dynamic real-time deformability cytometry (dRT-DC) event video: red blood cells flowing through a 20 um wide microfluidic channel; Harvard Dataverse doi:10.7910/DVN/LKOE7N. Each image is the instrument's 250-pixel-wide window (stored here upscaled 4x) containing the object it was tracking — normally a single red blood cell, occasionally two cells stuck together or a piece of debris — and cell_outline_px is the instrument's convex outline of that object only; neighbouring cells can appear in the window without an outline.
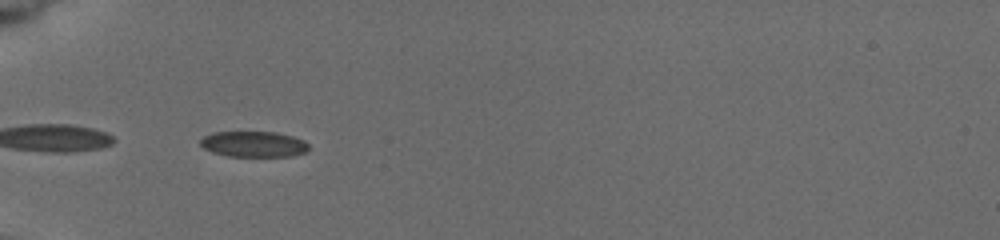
{"species": "common noctule bat (a hibernating species)", "species_latin": "Nyctalus noctula", "temperature_condition": "cold", "stored_images_in_passage": 18, "camera_frame_rate_fps": 3000, "um_per_image_px": 0.085, "animal": {"sex": "female", "body_mass_g": 19.5, "forearm_length_mm": 54.1}, "frame": {"image": 1, "passage_image": 1, "time_ms": 0.0, "image_size_px": [1000, 240], "cell_outline_px": [[308, 148], [304, 152], [292, 156], [228, 156], [212, 152], [204, 148], [200, 144], [200, 140], [204, 136], [212, 132], [276, 132], [292, 136], [304, 140], [308, 144]], "centroid_in_image_um": [21.54, 12.24], "position_along_channel_um": 63.5, "area_um2": 16.18}}
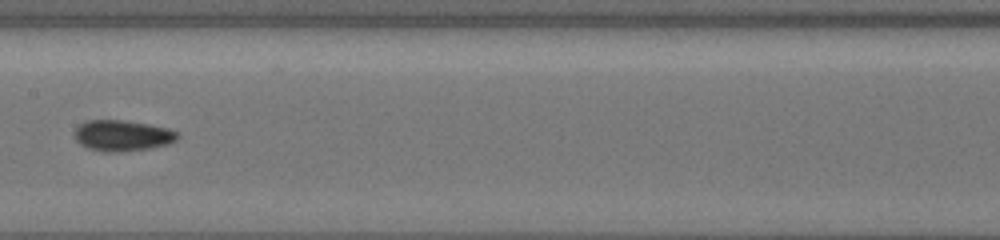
{"frame": {"image": 2, "passage_image": 9, "time_ms": 3.667, "image_size_px": [1000, 240], "cell_outline_px": [[180, 136], [176, 140], [168, 144], [148, 148], [116, 152], [100, 152], [88, 148], [80, 144], [72, 136], [76, 128], [80, 124], [88, 120], [124, 120], [148, 124], [168, 128], [180, 132]], "centroid_in_image_um": [10.39, 11.52], "position_along_channel_um": 197.0, "area_um2": 18.73}}
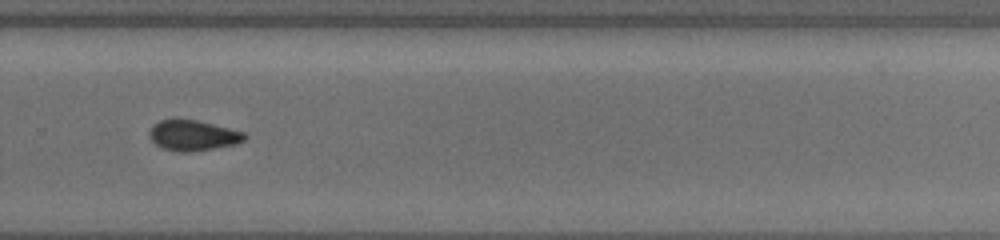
{"frame": {"image": 3, "passage_image": 15, "time_ms": 6.667, "image_size_px": [1000, 240], "cell_outline_px": [[248, 136], [244, 140], [236, 144], [188, 152], [180, 152], [160, 148], [148, 136], [148, 132], [152, 124], [160, 120], [196, 120], [244, 132]], "centroid_in_image_um": [16.36, 11.52], "position_along_channel_um": 313.4, "area_um2": 16.76}}